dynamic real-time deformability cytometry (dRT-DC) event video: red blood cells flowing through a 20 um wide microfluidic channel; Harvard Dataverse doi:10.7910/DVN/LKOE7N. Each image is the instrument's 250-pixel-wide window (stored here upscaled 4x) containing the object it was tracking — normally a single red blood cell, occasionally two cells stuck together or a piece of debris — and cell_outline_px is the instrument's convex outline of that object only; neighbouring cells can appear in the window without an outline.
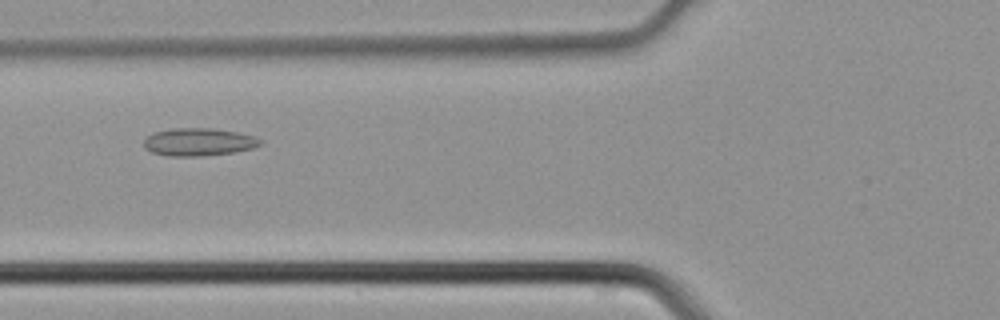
{"species": "common noctule bat (a hibernating species)", "species_latin": "Nyctalus noctula", "temperature_condition": "cold", "stored_images_in_passage": 35, "camera_frame_rate_fps": 3000, "um_per_image_px": 0.085, "animal": {"sex": "male", "body_mass_g": 21.5, "forearm_length_mm": 52.0}, "frame": {"image": 1, "passage_image": 8, "time_ms": 2.333, "image_size_px": [1000, 320], "cell_outline_px": [[264, 144], [252, 148], [236, 152], [204, 156], [168, 156], [152, 152], [144, 148], [144, 140], [148, 136], [156, 132], [172, 128], [212, 128], [236, 132], [256, 136], [264, 140]], "centroid_in_image_um": [16.94, 12.07], "position_along_channel_um": 108.9, "area_um2": 19.02}}
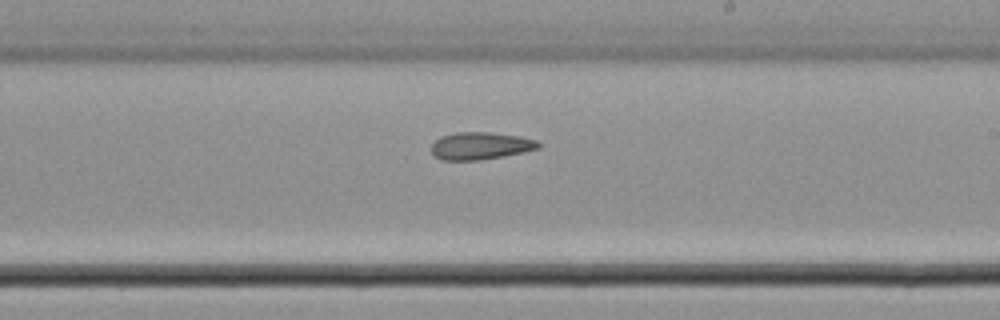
{"frame": {"image": 2, "passage_image": 17, "time_ms": 5.333, "image_size_px": [1000, 320], "cell_outline_px": [[540, 148], [524, 152], [504, 156], [480, 160], [440, 160], [432, 152], [432, 144], [440, 136], [456, 132], [492, 132], [520, 136], [536, 140], [540, 144]], "centroid_in_image_um": [40.85, 12.39], "position_along_channel_um": 248.1, "area_um2": 17.17}}
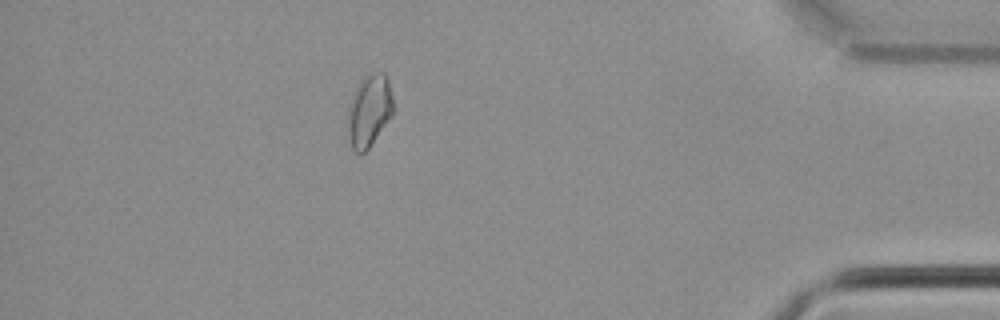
{"frame": {"image": 3, "passage_image": 30, "time_ms": 9.667, "image_size_px": [1000, 320], "cell_outline_px": [[396, 112], [368, 148], [360, 156], [352, 148], [348, 132], [348, 108], [352, 96], [360, 80], [364, 76], [376, 72], [384, 72], [388, 80], [396, 108]], "centroid_in_image_um": [31.42, 9.4], "position_along_channel_um": 403.8, "area_um2": 19.42}}